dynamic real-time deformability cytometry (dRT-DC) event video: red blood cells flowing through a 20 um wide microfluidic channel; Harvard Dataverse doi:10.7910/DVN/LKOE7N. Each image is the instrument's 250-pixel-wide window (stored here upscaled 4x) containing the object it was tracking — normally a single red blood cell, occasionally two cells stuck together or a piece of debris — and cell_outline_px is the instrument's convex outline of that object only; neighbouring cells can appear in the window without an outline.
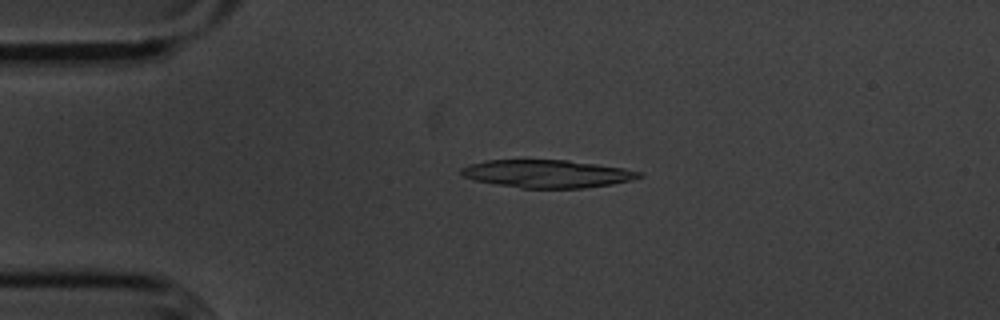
{"species": "common noctule bat (a hibernating species)", "species_latin": "Nyctalus noctula", "temperature_condition": "cold", "stored_images_in_passage": 54, "camera_frame_rate_fps": 3000, "um_per_image_px": 0.085, "animal": {"sex": "male", "body_mass_g": 20.1, "forearm_length_mm": 53.5}, "frame": {"image": 1, "passage_image": 12, "time_ms": 3.667, "image_size_px": [1000, 320], "cell_outline_px": [[644, 176], [632, 180], [612, 184], [584, 188], [520, 188], [496, 184], [476, 180], [464, 176], [460, 172], [460, 168], [468, 164], [484, 160], [568, 160], [624, 168], [644, 172]], "centroid_in_image_um": [46.53, 14.76], "position_along_channel_um": 38.5, "area_um2": 28.96}}